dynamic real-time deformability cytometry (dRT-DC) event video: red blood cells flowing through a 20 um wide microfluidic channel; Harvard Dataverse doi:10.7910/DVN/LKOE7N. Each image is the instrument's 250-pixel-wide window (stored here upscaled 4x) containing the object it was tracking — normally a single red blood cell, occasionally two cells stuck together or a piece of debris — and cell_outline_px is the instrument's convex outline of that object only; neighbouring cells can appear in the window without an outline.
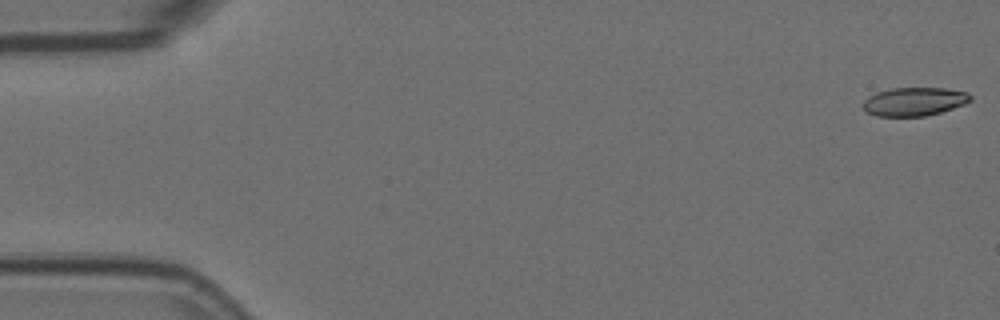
{"species": "Egyptian fruit bat (a non-hibernating species)", "species_latin": "Rousettus aegyptiacus", "temperature_condition": "room temperature", "stored_images_in_passage": 57, "camera_frame_rate_fps": 3000, "um_per_image_px": 0.085, "animal": {"sex": "female"}, "frame": {"image": 1, "passage_image": 1, "time_ms": 0.0, "image_size_px": [1000, 320], "cell_outline_px": [[972, 100], [964, 104], [940, 112], [924, 116], [876, 116], [868, 112], [864, 108], [864, 100], [868, 96], [876, 92], [892, 88], [944, 88], [968, 92], [972, 96]], "centroid_in_image_um": [77.72, 8.62], "position_along_channel_um": 7.3, "area_um2": 17.74}}
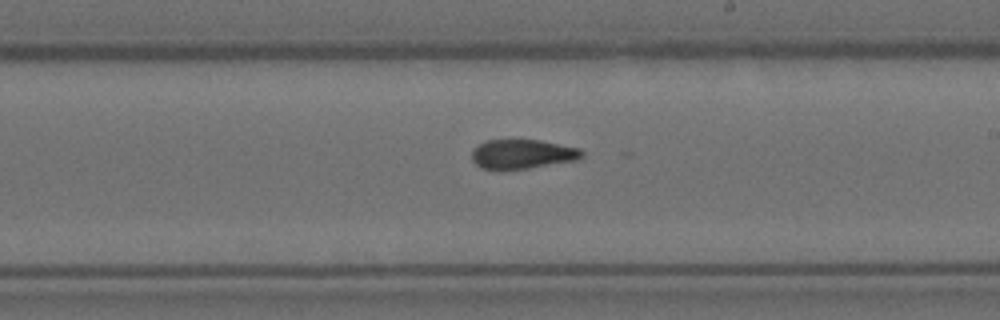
{"frame": {"image": 2, "passage_image": 33, "time_ms": 10.667, "image_size_px": [1000, 320], "cell_outline_px": [[584, 156], [576, 160], [528, 168], [480, 168], [472, 160], [472, 148], [488, 140], [540, 140], [580, 148], [584, 152]], "centroid_in_image_um": [44.43, 13.08], "position_along_channel_um": 244.6, "area_um2": 18.55}}
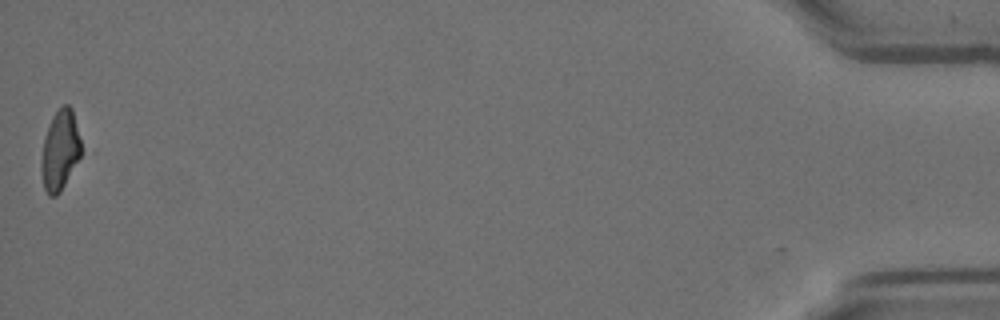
{"frame": {"image": 3, "passage_image": 57, "time_ms": 18.667, "image_size_px": [1000, 320], "cell_outline_px": [[80, 156], [60, 192], [56, 196], [48, 196], [44, 188], [40, 164], [40, 160], [44, 140], [52, 116], [64, 104], [68, 104], [72, 108], [80, 140]], "centroid_in_image_um": [5.08, 12.79], "position_along_channel_um": 430.1, "area_um2": 18.21}, "authors_computed_cell_mechanics": {"area_um2": 19.5942, "velocity_mm_per_s": 3.5636, "shape_relaxation_time_tau1_ms": 5.3455, "shape_relaxation_time_tau2_ms": 2.1706, "deformation_change_tau1": 0.1718, "deformation_change_tau2": 0.0934}}